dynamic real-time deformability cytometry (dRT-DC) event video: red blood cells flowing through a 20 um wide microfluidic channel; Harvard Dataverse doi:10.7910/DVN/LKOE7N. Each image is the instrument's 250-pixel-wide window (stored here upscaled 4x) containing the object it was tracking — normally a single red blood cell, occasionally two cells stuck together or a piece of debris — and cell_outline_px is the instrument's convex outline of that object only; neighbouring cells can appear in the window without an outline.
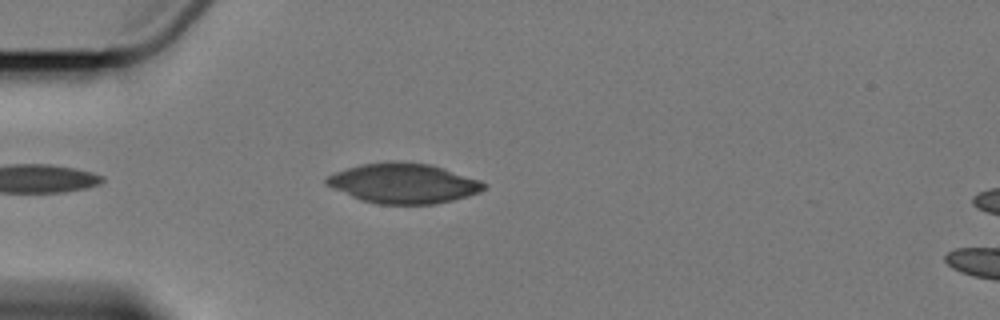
{"species": "Egyptian fruit bat (a non-hibernating species)", "species_latin": "Rousettus aegyptiacus", "temperature_condition": "cold", "stored_images_in_passage": 4, "camera_frame_rate_fps": 3000, "um_per_image_px": 0.085, "animal": {"sex": "female"}, "frame": {"image": 1, "passage_image": 4, "time_ms": 4.333, "image_size_px": [1000, 320], "cell_outline_px": [[488, 184], [480, 192], [468, 196], [452, 200], [432, 204], [380, 204], [360, 200], [332, 188], [324, 184], [324, 180], [328, 176], [336, 172], [360, 164], [388, 160], [400, 160], [432, 164], [480, 180]], "centroid_in_image_um": [34.28, 15.56], "position_along_channel_um": 50.7, "area_um2": 36.99}}